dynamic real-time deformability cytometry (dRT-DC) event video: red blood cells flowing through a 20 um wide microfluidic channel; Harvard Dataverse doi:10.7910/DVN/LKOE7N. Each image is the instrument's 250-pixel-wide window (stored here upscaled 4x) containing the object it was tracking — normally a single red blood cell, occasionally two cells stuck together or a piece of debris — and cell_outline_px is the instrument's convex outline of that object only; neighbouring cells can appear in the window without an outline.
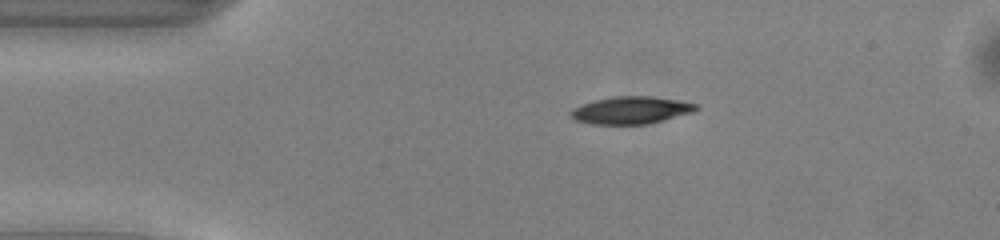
{"species": "common noctule bat (a hibernating species)", "species_latin": "Nyctalus noctula", "temperature_condition": "warm", "stored_images_in_passage": 41, "camera_frame_rate_fps": 3000, "um_per_image_px": 0.085, "animal": {"sex": "male", "body_mass_g": 13.0, "forearm_length_mm": 53.1}, "frame": {"image": 1, "passage_image": 1, "time_ms": 0.0, "image_size_px": [1000, 240], "cell_outline_px": [[700, 108], [692, 112], [664, 120], [648, 124], [588, 124], [576, 120], [568, 116], [568, 112], [572, 108], [596, 100], [616, 96], [652, 96], [680, 100], [700, 104]], "centroid_in_image_um": [53.65, 9.37], "position_along_channel_um": 31.4, "area_um2": 20.17}}
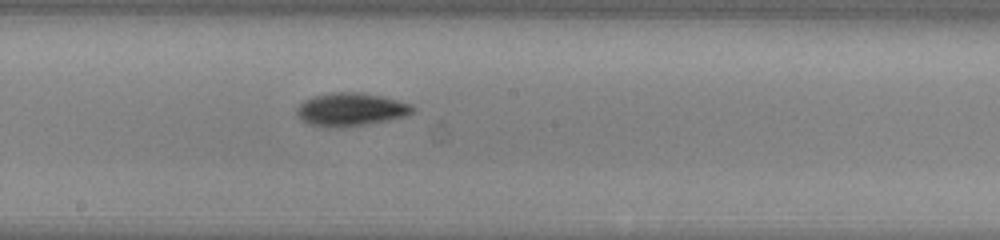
{"frame": {"image": 2, "passage_image": 18, "time_ms": 5.667, "image_size_px": [1000, 240], "cell_outline_px": [[412, 112], [404, 116], [388, 120], [348, 128], [324, 128], [308, 124], [300, 120], [296, 112], [296, 108], [304, 100], [312, 96], [332, 92], [360, 92], [384, 96], [408, 104], [412, 108]], "centroid_in_image_um": [29.72, 9.32], "position_along_channel_um": 218.5, "area_um2": 22.66}}
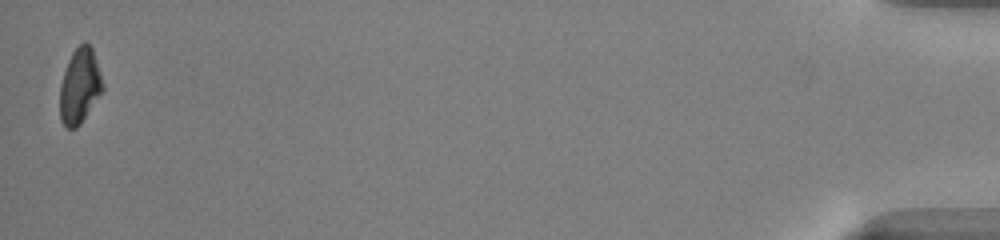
{"frame": {"image": 3, "passage_image": 41, "time_ms": 13.333, "image_size_px": [1000, 240], "cell_outline_px": [[104, 88], [80, 124], [76, 128], [68, 128], [60, 120], [60, 84], [68, 60], [72, 52], [84, 40], [88, 40], [92, 48], [104, 84]], "centroid_in_image_um": [6.77, 7.27], "position_along_channel_um": 428.4, "area_um2": 18.67}, "authors_computed_cell_mechanics": {"area_um2": 20.1144, "velocity_mm_per_s": 4.0699, "shape_relaxation_time_tau1_ms": 2.4411, "shape_relaxation_time_tau2_ms": null, "deformation_change_tau1": 0.1367, "deformation_change_tau2": null}}